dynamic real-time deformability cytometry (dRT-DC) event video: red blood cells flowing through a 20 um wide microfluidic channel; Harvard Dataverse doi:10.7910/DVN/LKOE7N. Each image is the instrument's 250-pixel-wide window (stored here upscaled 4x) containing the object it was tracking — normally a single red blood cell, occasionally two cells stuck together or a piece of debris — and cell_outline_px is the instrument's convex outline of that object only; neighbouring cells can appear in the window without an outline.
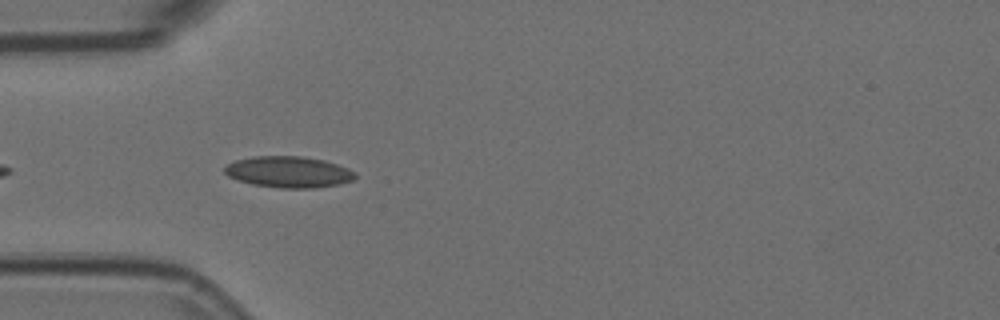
{"species": "Egyptian fruit bat (a non-hibernating species)", "species_latin": "Rousettus aegyptiacus", "temperature_condition": "room temperature", "stored_images_in_passage": 7, "camera_frame_rate_fps": 3000, "um_per_image_px": 0.085, "animal": {"sex": "female"}, "frame": {"image": 1, "passage_image": 4, "time_ms": 1.0, "image_size_px": [1000, 320], "cell_outline_px": [[356, 176], [352, 180], [340, 184], [316, 188], [280, 188], [252, 184], [236, 180], [228, 176], [224, 172], [224, 168], [228, 164], [236, 160], [252, 156], [300, 156], [324, 160], [348, 168], [356, 172]], "centroid_in_image_um": [24.53, 14.62], "position_along_channel_um": 60.5, "area_um2": 23.87}}
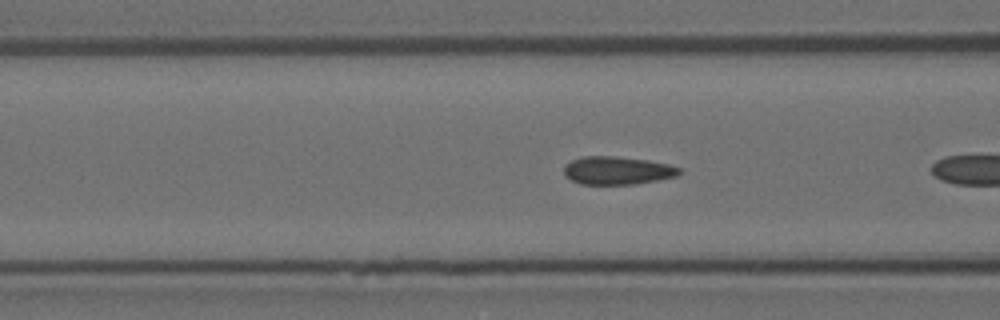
{"frame": {"image": 2, "passage_image": 6, "time_ms": 1.667, "image_size_px": [1000, 320], "cell_outline_px": [[680, 172], [676, 176], [636, 184], [580, 184], [564, 176], [564, 164], [572, 160], [584, 156], [616, 156], [648, 160], [668, 164], [680, 168]], "centroid_in_image_um": [52.43, 14.49], "position_along_channel_um": 114.2, "area_um2": 18.84}}